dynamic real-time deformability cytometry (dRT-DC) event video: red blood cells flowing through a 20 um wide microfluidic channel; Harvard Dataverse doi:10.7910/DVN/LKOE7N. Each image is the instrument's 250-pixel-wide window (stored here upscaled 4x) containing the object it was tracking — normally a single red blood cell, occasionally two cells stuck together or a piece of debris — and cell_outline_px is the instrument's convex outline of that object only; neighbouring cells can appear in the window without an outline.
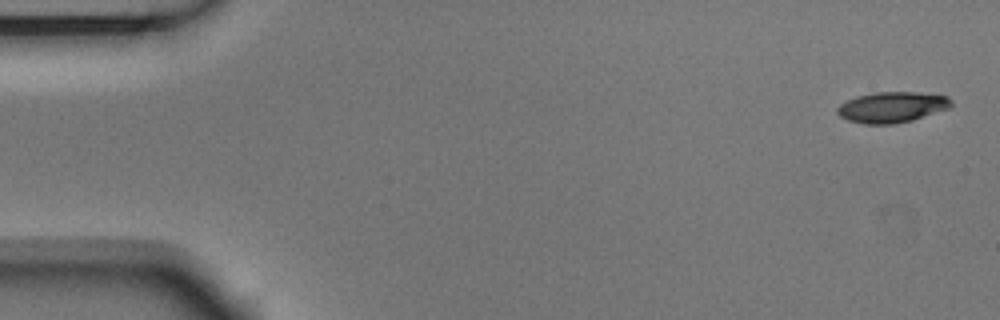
{"species": "Egyptian fruit bat (a non-hibernating species)", "species_latin": "Rousettus aegyptiacus", "temperature_condition": "room temperature", "stored_images_in_passage": 5, "camera_frame_rate_fps": 3000, "um_per_image_px": 0.085, "animal": {"sex": "male"}, "frame": {"image": 1, "passage_image": 1, "time_ms": 0.0, "image_size_px": [1000, 320], "cell_outline_px": [[952, 104], [948, 108], [912, 120], [892, 124], [864, 124], [848, 120], [840, 116], [836, 112], [836, 108], [840, 104], [856, 96], [872, 92], [916, 92], [948, 96], [952, 100]], "centroid_in_image_um": [75.79, 9.1], "position_along_channel_um": 9.2, "area_um2": 20.35}}
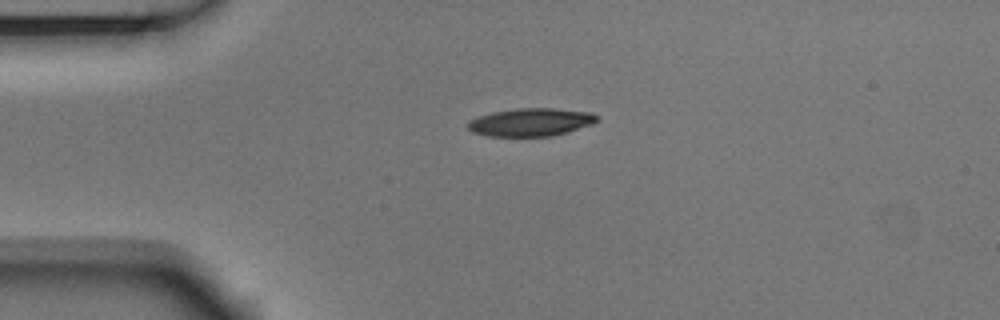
{"frame": {"image": 2, "passage_image": 4, "time_ms": 1.0, "image_size_px": [1000, 320], "cell_outline_px": [[600, 120], [592, 124], [568, 132], [552, 136], [488, 136], [472, 132], [468, 128], [468, 120], [492, 112], [516, 108], [552, 108], [592, 112], [600, 116]], "centroid_in_image_um": [45.16, 10.38], "position_along_channel_um": 39.8, "area_um2": 21.21}}